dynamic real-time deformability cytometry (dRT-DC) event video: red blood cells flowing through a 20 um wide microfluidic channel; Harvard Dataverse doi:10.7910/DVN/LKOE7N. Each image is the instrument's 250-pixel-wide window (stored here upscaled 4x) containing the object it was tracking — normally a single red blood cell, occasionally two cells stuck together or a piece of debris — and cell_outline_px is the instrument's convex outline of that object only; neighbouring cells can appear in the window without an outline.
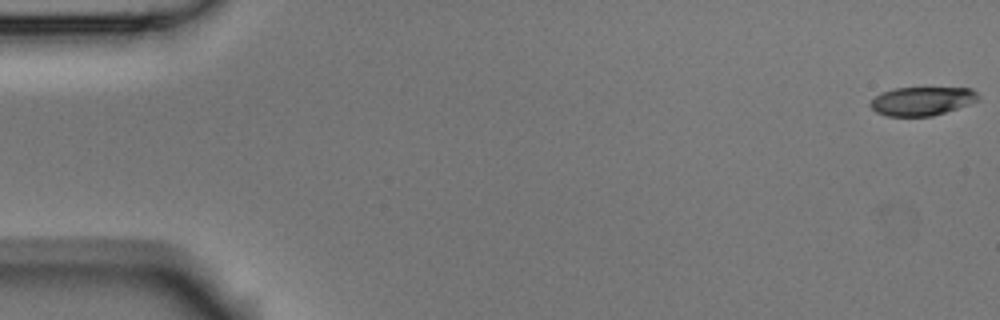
{"species": "Egyptian fruit bat (a non-hibernating species)", "species_latin": "Rousettus aegyptiacus", "temperature_condition": "room temperature", "stored_images_in_passage": 5, "camera_frame_rate_fps": 3000, "um_per_image_px": 0.085, "animal": {"sex": "male"}, "frame": {"image": 1, "passage_image": 1, "time_ms": 0.0, "image_size_px": [1000, 320], "cell_outline_px": [[980, 100], [932, 116], [888, 116], [876, 112], [868, 104], [876, 96], [884, 92], [896, 88], [972, 88], [980, 96]], "centroid_in_image_um": [78.38, 8.59], "position_along_channel_um": 6.6, "area_um2": 17.8}}
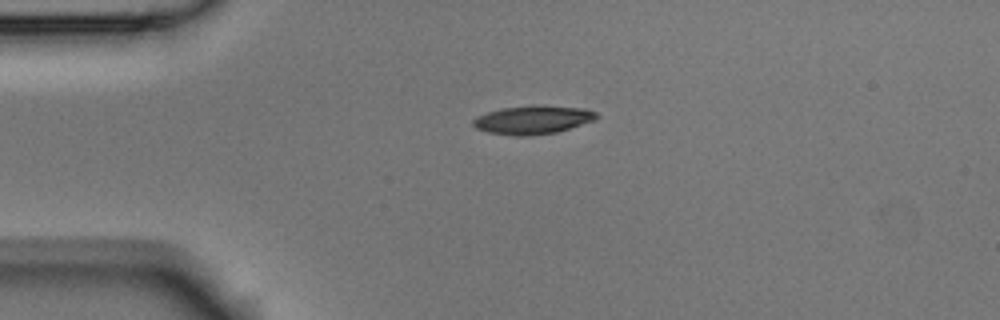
{"frame": {"image": 2, "passage_image": 4, "time_ms": 1.0, "image_size_px": [1000, 320], "cell_outline_px": [[600, 116], [596, 120], [556, 132], [532, 136], [516, 136], [488, 132], [476, 128], [472, 124], [472, 120], [476, 116], [488, 112], [504, 108], [584, 108], [596, 112]], "centroid_in_image_um": [45.27, 10.24], "position_along_channel_um": 39.7, "area_um2": 19.54}}